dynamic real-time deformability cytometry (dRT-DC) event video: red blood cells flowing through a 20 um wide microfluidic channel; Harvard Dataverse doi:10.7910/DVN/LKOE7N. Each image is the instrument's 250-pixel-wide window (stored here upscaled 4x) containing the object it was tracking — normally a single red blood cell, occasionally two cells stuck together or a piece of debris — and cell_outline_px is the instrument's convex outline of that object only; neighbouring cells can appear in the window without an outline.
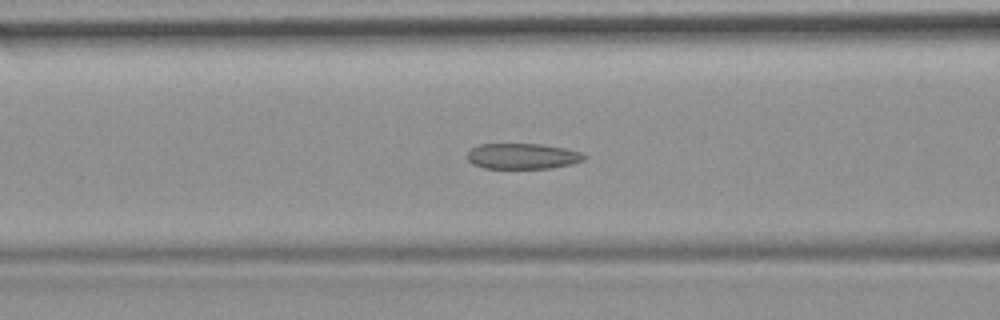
{"species": "common noctule bat (a hibernating species)", "species_latin": "Nyctalus noctula", "temperature_condition": "room temperature", "stored_images_in_passage": 55, "camera_frame_rate_fps": 3000, "um_per_image_px": 0.085, "animal": {"sex": "female", "body_mass_g": 19.9}, "frame": {"image": 1, "passage_image": 22, "time_ms": 7.0, "image_size_px": [1000, 320], "cell_outline_px": [[588, 156], [584, 160], [572, 164], [552, 168], [484, 168], [472, 164], [468, 160], [468, 152], [472, 148], [480, 144], [540, 144], [564, 148], [580, 152]], "centroid_in_image_um": [44.43, 13.28], "position_along_channel_um": 122.2, "area_um2": 17.46}}
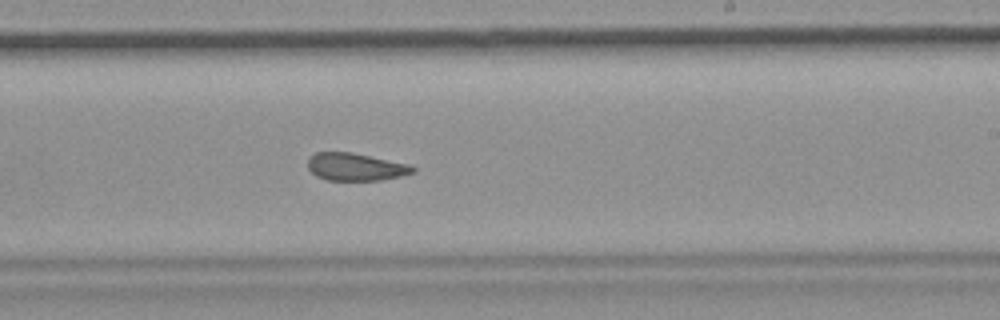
{"frame": {"image": 2, "passage_image": 33, "time_ms": 10.667, "image_size_px": [1000, 320], "cell_outline_px": [[416, 172], [400, 176], [380, 180], [328, 180], [316, 176], [308, 168], [308, 156], [316, 152], [352, 152], [412, 164], [416, 168]], "centroid_in_image_um": [30.25, 14.17], "position_along_channel_um": 258.7, "area_um2": 17.11}}
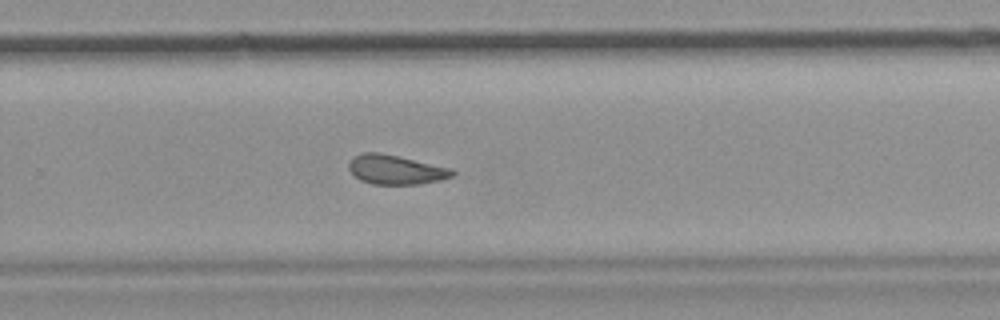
{"frame": {"image": 3, "passage_image": 36, "time_ms": 11.667, "image_size_px": [1000, 320], "cell_outline_px": [[456, 176], [440, 180], [420, 184], [372, 184], [360, 180], [348, 168], [348, 164], [356, 156], [364, 152], [380, 152], [452, 168], [456, 172]], "centroid_in_image_um": [33.69, 14.43], "position_along_channel_um": 296.1, "area_um2": 17.69}}